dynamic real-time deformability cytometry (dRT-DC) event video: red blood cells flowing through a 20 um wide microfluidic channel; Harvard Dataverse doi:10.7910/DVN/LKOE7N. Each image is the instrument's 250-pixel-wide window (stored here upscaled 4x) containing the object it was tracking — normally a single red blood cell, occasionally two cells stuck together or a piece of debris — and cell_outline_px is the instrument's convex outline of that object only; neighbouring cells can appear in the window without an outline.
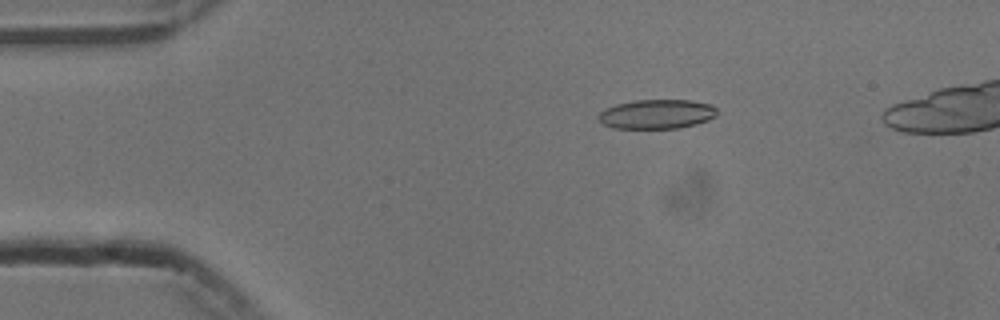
{"species": "common noctule bat (a hibernating species)", "species_latin": "Nyctalus noctula", "temperature_condition": "cold", "stored_images_in_passage": 49, "camera_frame_rate_fps": 3000, "um_per_image_px": 0.085, "animal": {"sex": "male", "body_mass_g": 13.3}, "frame": {"image": 1, "passage_image": 8, "time_ms": 2.333, "image_size_px": [1000, 320], "cell_outline_px": [[716, 116], [708, 120], [696, 124], [680, 128], [612, 128], [604, 124], [600, 120], [600, 112], [604, 108], [616, 104], [636, 100], [692, 100], [712, 104], [716, 108]], "centroid_in_image_um": [55.85, 9.69], "position_along_channel_um": 29.1, "area_um2": 20.29}}
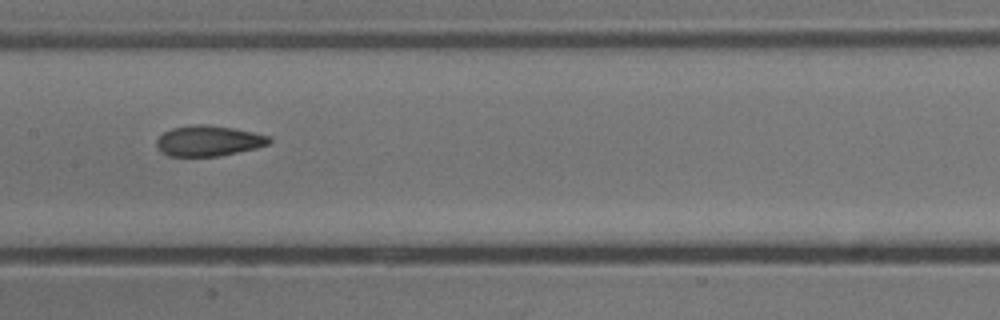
{"frame": {"image": 2, "passage_image": 25, "time_ms": 8.0, "image_size_px": [1000, 320], "cell_outline_px": [[272, 140], [268, 144], [256, 148], [220, 156], [168, 156], [156, 144], [156, 140], [164, 132], [172, 128], [192, 124], [208, 124], [232, 128], [272, 136]], "centroid_in_image_um": [17.75, 11.96], "position_along_channel_um": 189.6, "area_um2": 20.0}}
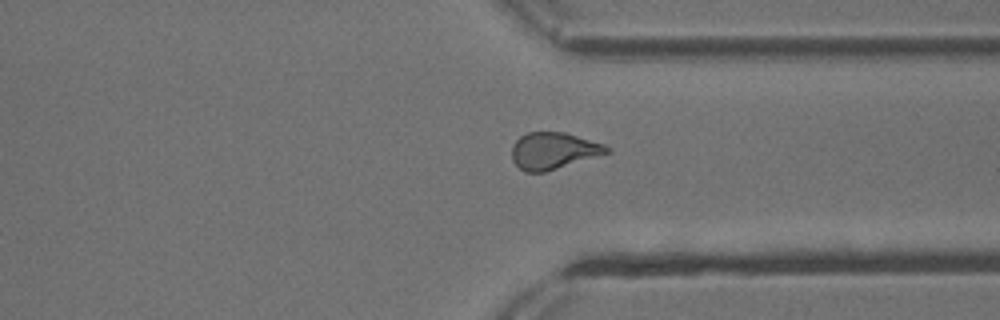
{"frame": {"image": 3, "passage_image": 39, "time_ms": 12.667, "image_size_px": [1000, 320], "cell_outline_px": [[608, 152], [544, 172], [524, 172], [512, 160], [512, 144], [520, 136], [528, 132], [564, 132], [604, 144], [608, 148]], "centroid_in_image_um": [46.97, 12.8], "position_along_channel_um": 364.4, "area_um2": 19.88}}